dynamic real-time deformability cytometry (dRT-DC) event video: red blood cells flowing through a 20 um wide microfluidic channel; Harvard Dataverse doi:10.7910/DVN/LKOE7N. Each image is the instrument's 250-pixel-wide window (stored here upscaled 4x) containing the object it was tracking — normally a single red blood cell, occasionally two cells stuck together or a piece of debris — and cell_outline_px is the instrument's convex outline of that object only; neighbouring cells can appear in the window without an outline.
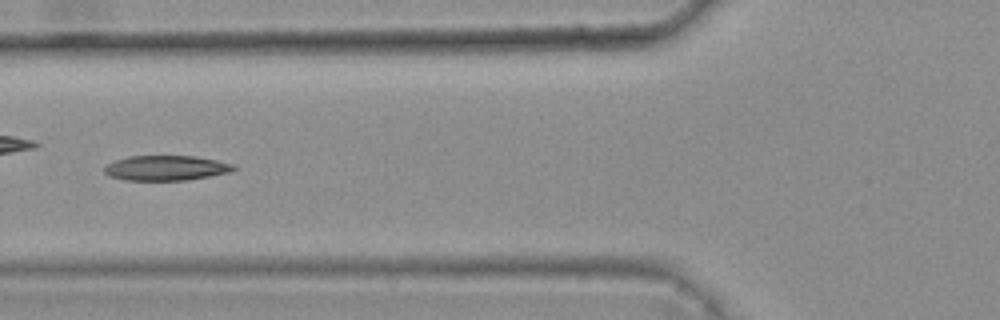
{"species": "common noctule bat (a hibernating species)", "species_latin": "Nyctalus noctula", "temperature_condition": "warm", "stored_images_in_passage": 9, "camera_frame_rate_fps": 3000, "um_per_image_px": 0.085, "animal": {"sex": "female", "body_mass_g": 25.1}, "frame": {"image": 1, "passage_image": 6, "time_ms": 1.667, "image_size_px": [1000, 320], "cell_outline_px": [[236, 168], [232, 172], [184, 180], [124, 180], [108, 176], [104, 172], [104, 168], [108, 164], [116, 160], [128, 156], [196, 156], [236, 164]], "centroid_in_image_um": [14.13, 14.27], "position_along_channel_um": 111.7, "area_um2": 18.84}}
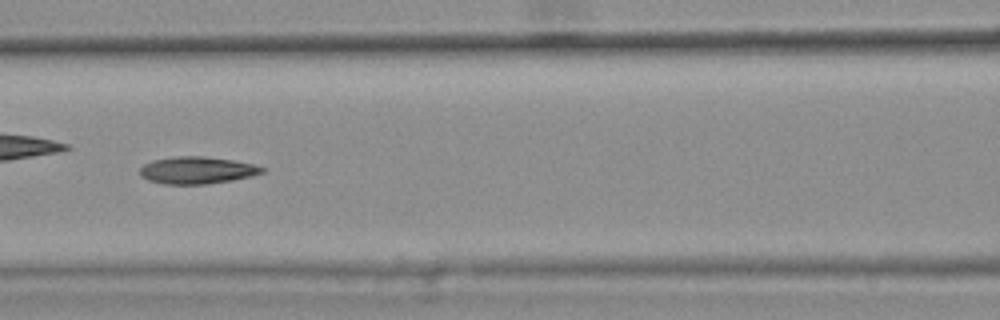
{"frame": {"image": 2, "passage_image": 7, "time_ms": 2.0, "image_size_px": [1000, 320], "cell_outline_px": [[264, 172], [252, 176], [232, 180], [208, 184], [164, 184], [148, 180], [140, 176], [140, 168], [144, 164], [152, 160], [176, 156], [204, 156], [232, 160], [252, 164], [264, 168]], "centroid_in_image_um": [16.72, 14.47], "position_along_channel_um": 149.9, "area_um2": 19.31}}